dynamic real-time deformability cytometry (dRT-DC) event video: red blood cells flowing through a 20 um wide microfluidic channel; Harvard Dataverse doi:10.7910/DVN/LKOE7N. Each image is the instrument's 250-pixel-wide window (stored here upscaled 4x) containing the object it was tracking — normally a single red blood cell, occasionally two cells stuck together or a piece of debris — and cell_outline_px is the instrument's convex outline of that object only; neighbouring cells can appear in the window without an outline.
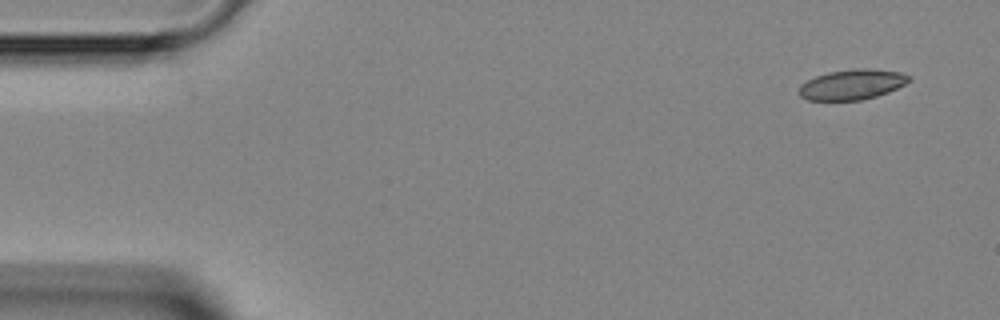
{"species": "Egyptian fruit bat (a non-hibernating species)", "species_latin": "Rousettus aegyptiacus", "temperature_condition": "room temperature", "stored_images_in_passage": 5, "segment_of_instrument_passage": [1, 2], "camera_frame_rate_fps": 3000, "um_per_image_px": 0.085, "animal": {"sex": "female"}, "frame": {"image": 1, "passage_image": 1, "time_ms": 0.0, "image_size_px": [1000, 320], "cell_outline_px": [[912, 80], [888, 92], [876, 96], [860, 100], [808, 100], [800, 96], [800, 84], [816, 76], [828, 72], [856, 68], [868, 68], [900, 72], [912, 76]], "centroid_in_image_um": [72.45, 7.17], "position_along_channel_um": 12.6, "area_um2": 19.31}}